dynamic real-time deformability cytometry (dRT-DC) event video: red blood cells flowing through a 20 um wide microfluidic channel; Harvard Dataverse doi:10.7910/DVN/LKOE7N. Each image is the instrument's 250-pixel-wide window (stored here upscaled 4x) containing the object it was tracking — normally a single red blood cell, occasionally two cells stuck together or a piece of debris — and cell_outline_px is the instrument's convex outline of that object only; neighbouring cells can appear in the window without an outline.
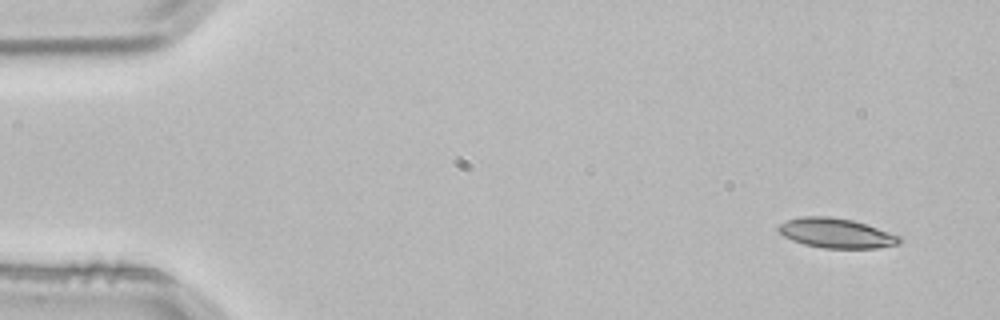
{"species": "common noctule bat (a hibernating species)", "species_latin": "Nyctalus noctula", "temperature_condition": "room temperature", "stored_images_in_passage": 4, "camera_frame_rate_fps": 3000, "um_per_image_px": 0.085, "animal": {"sex": "male", "body_mass_g": 21.5, "forearm_length_mm": 52.0}, "frame": {"image": 1, "passage_image": 1, "time_ms": 0.0, "image_size_px": [1000, 320], "cell_outline_px": [[904, 240], [900, 244], [876, 248], [824, 248], [804, 244], [792, 240], [784, 236], [776, 228], [780, 224], [788, 220], [800, 216], [828, 216], [852, 220], [900, 236]], "centroid_in_image_um": [71.08, 19.82], "position_along_channel_um": 13.9, "area_um2": 20.81}}
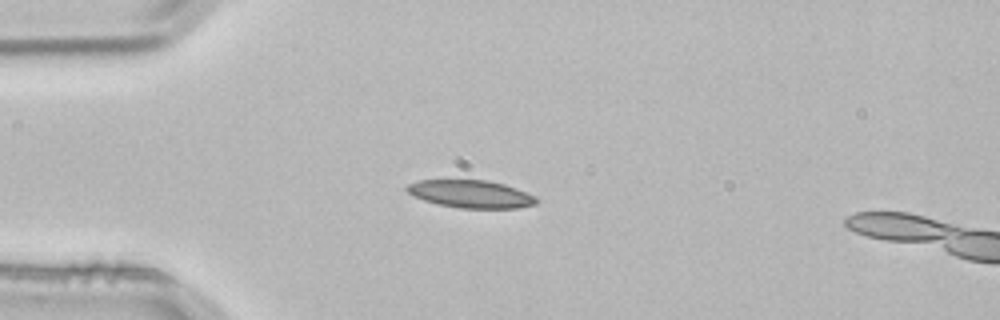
{"frame": {"image": 2, "passage_image": 3, "time_ms": 0.667, "image_size_px": [1000, 320], "cell_outline_px": [[540, 200], [536, 204], [516, 208], [460, 208], [440, 204], [424, 200], [412, 196], [404, 188], [408, 184], [420, 180], [488, 180], [504, 184], [536, 196]], "centroid_in_image_um": [40.03, 16.49], "position_along_channel_um": 45.0, "area_um2": 20.87}}